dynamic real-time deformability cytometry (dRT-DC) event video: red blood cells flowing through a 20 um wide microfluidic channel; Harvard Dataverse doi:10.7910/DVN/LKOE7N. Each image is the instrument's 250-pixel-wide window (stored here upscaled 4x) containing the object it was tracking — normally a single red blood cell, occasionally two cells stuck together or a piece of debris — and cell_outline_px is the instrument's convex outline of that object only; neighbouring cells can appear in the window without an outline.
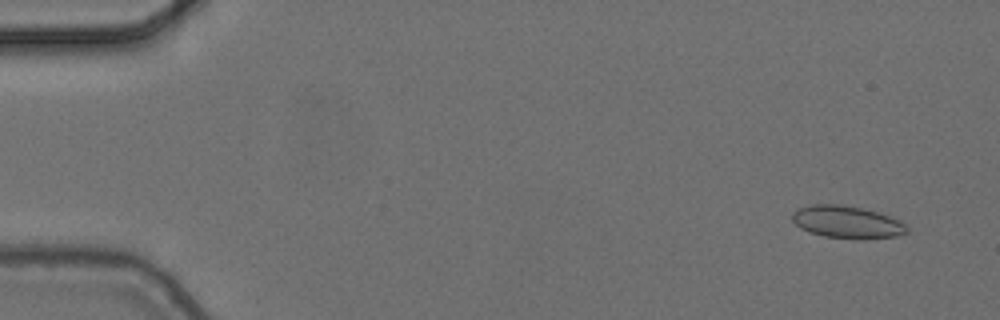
{"species": "common noctule bat (a hibernating species)", "species_latin": "Nyctalus noctula", "temperature_condition": "cold", "stored_images_in_passage": 8, "camera_frame_rate_fps": 3000, "um_per_image_px": 0.085, "animal": {"sex": "female", "body_mass_g": 24.6, "forearm_length_mm": 56.2}, "frame": {"image": 1, "passage_image": 1, "time_ms": 0.0, "image_size_px": [1000, 320], "cell_outline_px": [[908, 232], [896, 236], [860, 240], [856, 240], [824, 236], [808, 232], [800, 228], [792, 220], [792, 212], [800, 208], [812, 204], [840, 204], [864, 208], [900, 220], [908, 228]], "centroid_in_image_um": [71.99, 18.89], "position_along_channel_um": 13.0, "area_um2": 21.85}}
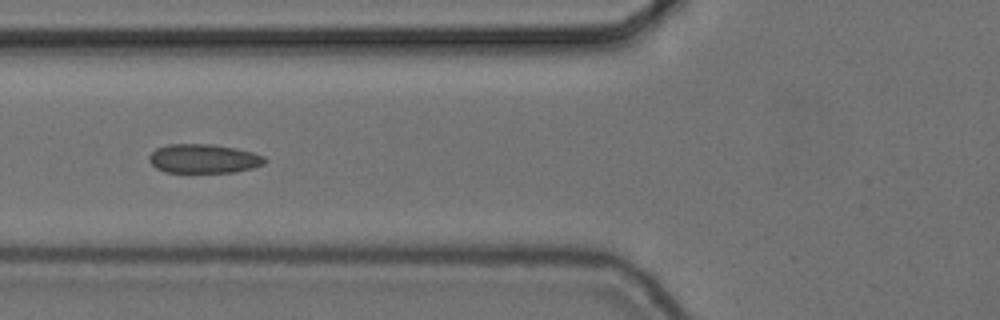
{"frame": {"image": 2, "passage_image": 6, "time_ms": 1.667, "image_size_px": [1000, 320], "cell_outline_px": [[268, 160], [264, 164], [252, 168], [236, 172], [164, 172], [156, 168], [148, 160], [148, 156], [156, 148], [168, 144], [212, 144], [236, 148], [252, 152], [264, 156]], "centroid_in_image_um": [17.31, 13.48], "position_along_channel_um": 108.5, "area_um2": 19.71}}
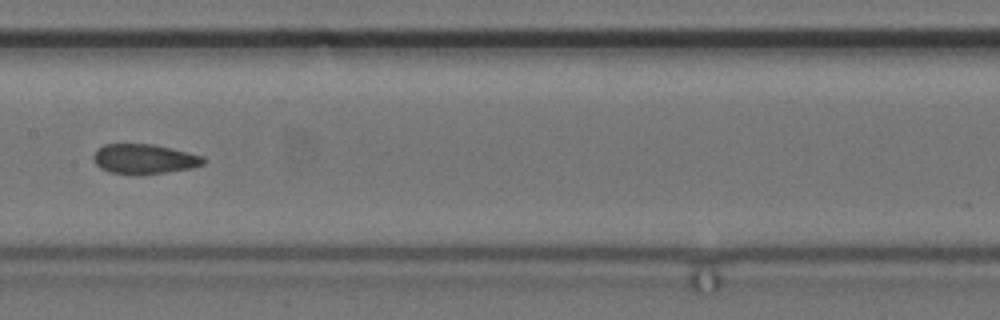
{"frame": {"image": 3, "passage_image": 8, "time_ms": 2.333, "image_size_px": [1000, 320], "cell_outline_px": [[204, 164], [192, 168], [140, 176], [136, 176], [108, 172], [100, 168], [96, 164], [92, 156], [96, 148], [104, 144], [152, 144], [188, 152], [204, 156]], "centroid_in_image_um": [12.22, 13.53], "position_along_channel_um": 195.2, "area_um2": 19.48}}